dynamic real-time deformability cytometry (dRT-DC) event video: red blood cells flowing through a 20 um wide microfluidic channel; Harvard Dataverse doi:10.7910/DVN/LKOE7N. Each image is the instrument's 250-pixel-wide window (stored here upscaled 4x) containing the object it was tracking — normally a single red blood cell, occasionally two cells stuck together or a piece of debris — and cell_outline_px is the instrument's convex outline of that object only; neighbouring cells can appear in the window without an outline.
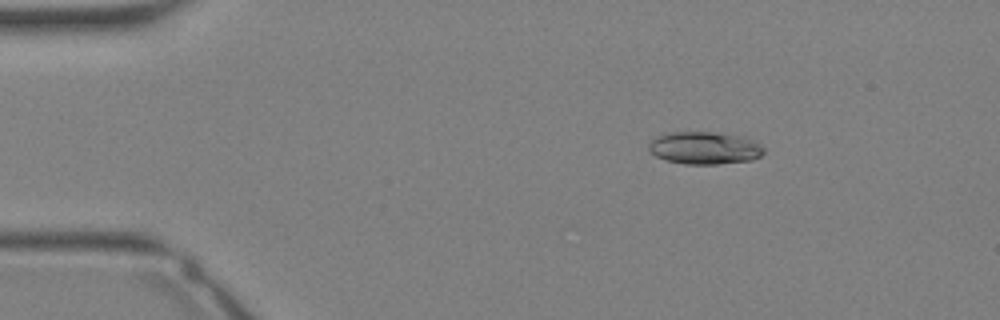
{"species": "Egyptian fruit bat (a non-hibernating species)", "species_latin": "Rousettus aegyptiacus", "temperature_condition": "warm", "stored_images_in_passage": 33, "camera_frame_rate_fps": 3000, "um_per_image_px": 0.085, "animal": {"sex": "female"}, "frame": {"image": 1, "passage_image": 5, "time_ms": 1.333, "image_size_px": [1000, 320], "cell_outline_px": [[764, 152], [760, 156], [752, 160], [716, 164], [684, 164], [668, 160], [656, 156], [648, 148], [648, 144], [656, 136], [668, 132], [716, 132], [744, 136], [756, 140], [764, 148]], "centroid_in_image_um": [59.92, 12.56], "position_along_channel_um": 25.1, "area_um2": 21.96}}
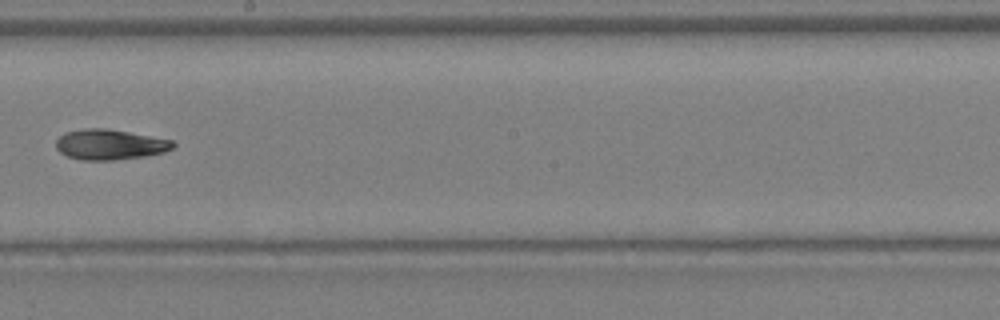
{"frame": {"image": 2, "passage_image": 19, "time_ms": 6.0, "image_size_px": [1000, 320], "cell_outline_px": [[176, 144], [172, 148], [164, 152], [144, 156], [112, 160], [80, 160], [68, 156], [60, 152], [56, 148], [56, 140], [64, 132], [84, 128], [104, 128], [128, 132], [172, 140]], "centroid_in_image_um": [9.3, 12.28], "position_along_channel_um": 238.9, "area_um2": 20.58}}
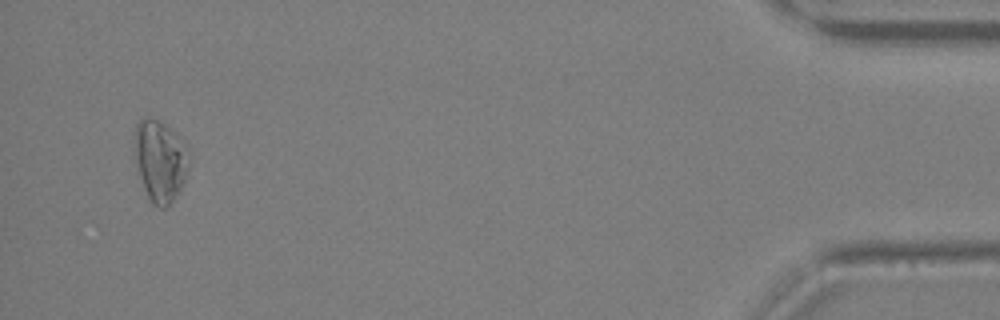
{"frame": {"image": 3, "passage_image": 32, "time_ms": 10.333, "image_size_px": [1000, 320], "cell_outline_px": [[188, 172], [180, 188], [172, 200], [164, 208], [160, 208], [152, 204], [144, 188], [132, 156], [132, 140], [136, 124], [140, 120], [148, 116], [152, 116], [160, 120], [184, 140], [188, 148]], "centroid_in_image_um": [13.56, 13.59], "position_along_channel_um": 421.6, "area_um2": 26.53}}